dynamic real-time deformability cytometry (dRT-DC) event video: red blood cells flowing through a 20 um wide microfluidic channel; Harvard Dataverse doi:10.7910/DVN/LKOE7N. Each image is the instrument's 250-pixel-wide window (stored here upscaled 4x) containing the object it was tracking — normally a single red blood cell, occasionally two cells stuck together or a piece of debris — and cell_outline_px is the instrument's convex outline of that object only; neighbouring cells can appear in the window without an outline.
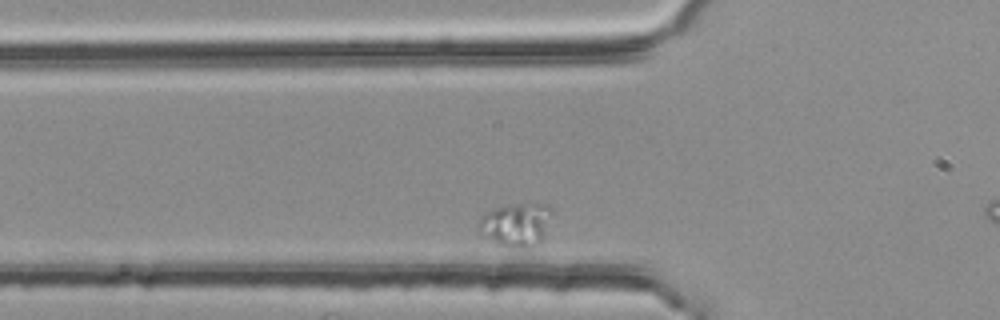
{"species": "common noctule bat (a hibernating species)", "species_latin": "Nyctalus noctula", "temperature_condition": "room temperature", "stored_images_in_passage": 41, "camera_frame_rate_fps": 3000, "um_per_image_px": 0.085, "animal": {"sex": "female", "body_mass_g": 25.1}, "frame": {"image": 1, "passage_image": 12, "time_ms": 3.667, "image_size_px": [1000, 320], "cell_outline_px": [[552, 212], [544, 232], [540, 240], [528, 248], [508, 248], [496, 244], [484, 236], [476, 228], [476, 224], [492, 208], [508, 204], [544, 204], [552, 208]], "centroid_in_image_um": [43.81, 19.09], "position_along_channel_um": 82.0, "area_um2": 18.44}}
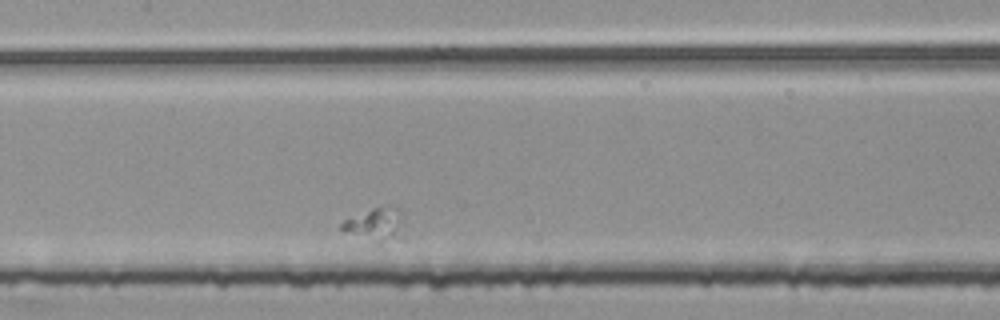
{"frame": {"image": 2, "passage_image": 21, "time_ms": 6.667, "image_size_px": [1000, 320], "cell_outline_px": [[400, 220], [396, 236], [380, 244], [376, 244], [340, 228], [340, 224], [344, 220], [372, 208], [396, 208], [400, 212]], "centroid_in_image_um": [31.8, 19.09], "position_along_channel_um": 175.6, "area_um2": 10.92}}
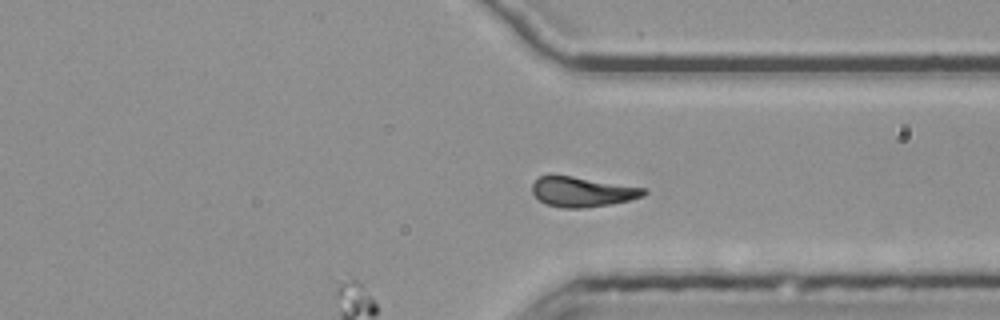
{"frame": {"image": 3, "passage_image": 41, "time_ms": 13.333, "image_size_px": [1000, 320], "cell_outline_px": [[648, 192], [644, 196], [612, 204], [584, 208], [560, 208], [544, 204], [532, 192], [532, 184], [540, 176], [572, 176], [648, 188]], "centroid_in_image_um": [49.53, 16.32], "position_along_channel_um": 361.9, "area_um2": 19.54}}